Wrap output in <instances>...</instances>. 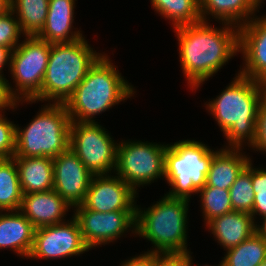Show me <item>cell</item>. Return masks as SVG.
Listing matches in <instances>:
<instances>
[{
  "label": "cell",
  "instance_id": "obj_6",
  "mask_svg": "<svg viewBox=\"0 0 266 266\" xmlns=\"http://www.w3.org/2000/svg\"><path fill=\"white\" fill-rule=\"evenodd\" d=\"M218 150L195 138L168 143L164 181L170 188L165 194L191 201L205 186L212 158Z\"/></svg>",
  "mask_w": 266,
  "mask_h": 266
},
{
  "label": "cell",
  "instance_id": "obj_29",
  "mask_svg": "<svg viewBox=\"0 0 266 266\" xmlns=\"http://www.w3.org/2000/svg\"><path fill=\"white\" fill-rule=\"evenodd\" d=\"M253 158L250 160V175L254 190V205L251 212L254 222L266 215V165L255 166ZM257 215V216H256Z\"/></svg>",
  "mask_w": 266,
  "mask_h": 266
},
{
  "label": "cell",
  "instance_id": "obj_36",
  "mask_svg": "<svg viewBox=\"0 0 266 266\" xmlns=\"http://www.w3.org/2000/svg\"><path fill=\"white\" fill-rule=\"evenodd\" d=\"M12 51L11 48L0 46V75L2 76L5 75L6 68L9 73Z\"/></svg>",
  "mask_w": 266,
  "mask_h": 266
},
{
  "label": "cell",
  "instance_id": "obj_37",
  "mask_svg": "<svg viewBox=\"0 0 266 266\" xmlns=\"http://www.w3.org/2000/svg\"><path fill=\"white\" fill-rule=\"evenodd\" d=\"M255 233L266 241V215L260 217L255 222Z\"/></svg>",
  "mask_w": 266,
  "mask_h": 266
},
{
  "label": "cell",
  "instance_id": "obj_40",
  "mask_svg": "<svg viewBox=\"0 0 266 266\" xmlns=\"http://www.w3.org/2000/svg\"><path fill=\"white\" fill-rule=\"evenodd\" d=\"M253 1V3L260 9V8H263L262 7V4H264L265 5V1L266 0H252Z\"/></svg>",
  "mask_w": 266,
  "mask_h": 266
},
{
  "label": "cell",
  "instance_id": "obj_25",
  "mask_svg": "<svg viewBox=\"0 0 266 266\" xmlns=\"http://www.w3.org/2000/svg\"><path fill=\"white\" fill-rule=\"evenodd\" d=\"M224 253L220 266H258L266 259V241L254 233L249 239Z\"/></svg>",
  "mask_w": 266,
  "mask_h": 266
},
{
  "label": "cell",
  "instance_id": "obj_19",
  "mask_svg": "<svg viewBox=\"0 0 266 266\" xmlns=\"http://www.w3.org/2000/svg\"><path fill=\"white\" fill-rule=\"evenodd\" d=\"M204 228L225 251L249 239L255 233V222L249 213L231 211L212 219Z\"/></svg>",
  "mask_w": 266,
  "mask_h": 266
},
{
  "label": "cell",
  "instance_id": "obj_34",
  "mask_svg": "<svg viewBox=\"0 0 266 266\" xmlns=\"http://www.w3.org/2000/svg\"><path fill=\"white\" fill-rule=\"evenodd\" d=\"M118 266H156V254L142 251L139 255L121 260Z\"/></svg>",
  "mask_w": 266,
  "mask_h": 266
},
{
  "label": "cell",
  "instance_id": "obj_31",
  "mask_svg": "<svg viewBox=\"0 0 266 266\" xmlns=\"http://www.w3.org/2000/svg\"><path fill=\"white\" fill-rule=\"evenodd\" d=\"M6 114L0 113V159L13 158L16 150V123Z\"/></svg>",
  "mask_w": 266,
  "mask_h": 266
},
{
  "label": "cell",
  "instance_id": "obj_35",
  "mask_svg": "<svg viewBox=\"0 0 266 266\" xmlns=\"http://www.w3.org/2000/svg\"><path fill=\"white\" fill-rule=\"evenodd\" d=\"M156 266H185V253L156 254Z\"/></svg>",
  "mask_w": 266,
  "mask_h": 266
},
{
  "label": "cell",
  "instance_id": "obj_20",
  "mask_svg": "<svg viewBox=\"0 0 266 266\" xmlns=\"http://www.w3.org/2000/svg\"><path fill=\"white\" fill-rule=\"evenodd\" d=\"M244 150L220 147L212 158L205 186L229 190L251 160L252 154Z\"/></svg>",
  "mask_w": 266,
  "mask_h": 266
},
{
  "label": "cell",
  "instance_id": "obj_16",
  "mask_svg": "<svg viewBox=\"0 0 266 266\" xmlns=\"http://www.w3.org/2000/svg\"><path fill=\"white\" fill-rule=\"evenodd\" d=\"M19 211L35 228H40L67 221V213L73 211V208L54 189H51L23 194Z\"/></svg>",
  "mask_w": 266,
  "mask_h": 266
},
{
  "label": "cell",
  "instance_id": "obj_9",
  "mask_svg": "<svg viewBox=\"0 0 266 266\" xmlns=\"http://www.w3.org/2000/svg\"><path fill=\"white\" fill-rule=\"evenodd\" d=\"M50 49L51 43L34 35L25 36L12 51L9 85L18 101L33 100L41 103V88Z\"/></svg>",
  "mask_w": 266,
  "mask_h": 266
},
{
  "label": "cell",
  "instance_id": "obj_43",
  "mask_svg": "<svg viewBox=\"0 0 266 266\" xmlns=\"http://www.w3.org/2000/svg\"><path fill=\"white\" fill-rule=\"evenodd\" d=\"M258 266H266V259L263 262H261Z\"/></svg>",
  "mask_w": 266,
  "mask_h": 266
},
{
  "label": "cell",
  "instance_id": "obj_8",
  "mask_svg": "<svg viewBox=\"0 0 266 266\" xmlns=\"http://www.w3.org/2000/svg\"><path fill=\"white\" fill-rule=\"evenodd\" d=\"M114 174L131 186L139 188L164 180L165 152L168 143L137 139H118ZM163 143V144H162Z\"/></svg>",
  "mask_w": 266,
  "mask_h": 266
},
{
  "label": "cell",
  "instance_id": "obj_24",
  "mask_svg": "<svg viewBox=\"0 0 266 266\" xmlns=\"http://www.w3.org/2000/svg\"><path fill=\"white\" fill-rule=\"evenodd\" d=\"M11 3L22 32L26 36L37 35L46 22L49 0H11Z\"/></svg>",
  "mask_w": 266,
  "mask_h": 266
},
{
  "label": "cell",
  "instance_id": "obj_26",
  "mask_svg": "<svg viewBox=\"0 0 266 266\" xmlns=\"http://www.w3.org/2000/svg\"><path fill=\"white\" fill-rule=\"evenodd\" d=\"M22 198L15 159H0V211L19 210Z\"/></svg>",
  "mask_w": 266,
  "mask_h": 266
},
{
  "label": "cell",
  "instance_id": "obj_30",
  "mask_svg": "<svg viewBox=\"0 0 266 266\" xmlns=\"http://www.w3.org/2000/svg\"><path fill=\"white\" fill-rule=\"evenodd\" d=\"M25 36L12 10L0 16V46L14 50Z\"/></svg>",
  "mask_w": 266,
  "mask_h": 266
},
{
  "label": "cell",
  "instance_id": "obj_42",
  "mask_svg": "<svg viewBox=\"0 0 266 266\" xmlns=\"http://www.w3.org/2000/svg\"><path fill=\"white\" fill-rule=\"evenodd\" d=\"M263 89V93H264V101L266 102V87H261Z\"/></svg>",
  "mask_w": 266,
  "mask_h": 266
},
{
  "label": "cell",
  "instance_id": "obj_18",
  "mask_svg": "<svg viewBox=\"0 0 266 266\" xmlns=\"http://www.w3.org/2000/svg\"><path fill=\"white\" fill-rule=\"evenodd\" d=\"M35 229L19 210L0 211V251H13L17 257L27 260L33 247Z\"/></svg>",
  "mask_w": 266,
  "mask_h": 266
},
{
  "label": "cell",
  "instance_id": "obj_41",
  "mask_svg": "<svg viewBox=\"0 0 266 266\" xmlns=\"http://www.w3.org/2000/svg\"><path fill=\"white\" fill-rule=\"evenodd\" d=\"M259 82L261 87H266V75Z\"/></svg>",
  "mask_w": 266,
  "mask_h": 266
},
{
  "label": "cell",
  "instance_id": "obj_15",
  "mask_svg": "<svg viewBox=\"0 0 266 266\" xmlns=\"http://www.w3.org/2000/svg\"><path fill=\"white\" fill-rule=\"evenodd\" d=\"M239 55L241 76L260 81L266 75V13L239 27Z\"/></svg>",
  "mask_w": 266,
  "mask_h": 266
},
{
  "label": "cell",
  "instance_id": "obj_33",
  "mask_svg": "<svg viewBox=\"0 0 266 266\" xmlns=\"http://www.w3.org/2000/svg\"><path fill=\"white\" fill-rule=\"evenodd\" d=\"M250 152L266 156V102L263 101L258 109L255 128V139Z\"/></svg>",
  "mask_w": 266,
  "mask_h": 266
},
{
  "label": "cell",
  "instance_id": "obj_4",
  "mask_svg": "<svg viewBox=\"0 0 266 266\" xmlns=\"http://www.w3.org/2000/svg\"><path fill=\"white\" fill-rule=\"evenodd\" d=\"M149 207L136 206L135 238L152 244L148 253H187L190 200L171 198L165 193Z\"/></svg>",
  "mask_w": 266,
  "mask_h": 266
},
{
  "label": "cell",
  "instance_id": "obj_1",
  "mask_svg": "<svg viewBox=\"0 0 266 266\" xmlns=\"http://www.w3.org/2000/svg\"><path fill=\"white\" fill-rule=\"evenodd\" d=\"M203 21L172 29L177 37L179 64L190 91H198L239 55V27ZM222 25V26H221Z\"/></svg>",
  "mask_w": 266,
  "mask_h": 266
},
{
  "label": "cell",
  "instance_id": "obj_13",
  "mask_svg": "<svg viewBox=\"0 0 266 266\" xmlns=\"http://www.w3.org/2000/svg\"><path fill=\"white\" fill-rule=\"evenodd\" d=\"M139 194L119 176L93 175L81 206L95 212L136 211Z\"/></svg>",
  "mask_w": 266,
  "mask_h": 266
},
{
  "label": "cell",
  "instance_id": "obj_32",
  "mask_svg": "<svg viewBox=\"0 0 266 266\" xmlns=\"http://www.w3.org/2000/svg\"><path fill=\"white\" fill-rule=\"evenodd\" d=\"M35 104L33 100L18 101L10 90L9 80L5 76L0 75V113L9 112L14 113L20 106ZM14 110V111H13Z\"/></svg>",
  "mask_w": 266,
  "mask_h": 266
},
{
  "label": "cell",
  "instance_id": "obj_28",
  "mask_svg": "<svg viewBox=\"0 0 266 266\" xmlns=\"http://www.w3.org/2000/svg\"><path fill=\"white\" fill-rule=\"evenodd\" d=\"M233 211L251 214L254 205V190L250 175V161L237 176L229 189Z\"/></svg>",
  "mask_w": 266,
  "mask_h": 266
},
{
  "label": "cell",
  "instance_id": "obj_21",
  "mask_svg": "<svg viewBox=\"0 0 266 266\" xmlns=\"http://www.w3.org/2000/svg\"><path fill=\"white\" fill-rule=\"evenodd\" d=\"M199 9L203 21H216L245 25L254 18L260 9L252 0H199Z\"/></svg>",
  "mask_w": 266,
  "mask_h": 266
},
{
  "label": "cell",
  "instance_id": "obj_5",
  "mask_svg": "<svg viewBox=\"0 0 266 266\" xmlns=\"http://www.w3.org/2000/svg\"><path fill=\"white\" fill-rule=\"evenodd\" d=\"M103 53L92 48L85 36L73 42L51 43L41 104H64Z\"/></svg>",
  "mask_w": 266,
  "mask_h": 266
},
{
  "label": "cell",
  "instance_id": "obj_17",
  "mask_svg": "<svg viewBox=\"0 0 266 266\" xmlns=\"http://www.w3.org/2000/svg\"><path fill=\"white\" fill-rule=\"evenodd\" d=\"M77 0H49L46 22L38 38L49 43L73 42L84 37L81 28L74 27Z\"/></svg>",
  "mask_w": 266,
  "mask_h": 266
},
{
  "label": "cell",
  "instance_id": "obj_3",
  "mask_svg": "<svg viewBox=\"0 0 266 266\" xmlns=\"http://www.w3.org/2000/svg\"><path fill=\"white\" fill-rule=\"evenodd\" d=\"M104 52L64 103L71 121L96 122V116L133 99L137 89ZM133 97V98H132Z\"/></svg>",
  "mask_w": 266,
  "mask_h": 266
},
{
  "label": "cell",
  "instance_id": "obj_11",
  "mask_svg": "<svg viewBox=\"0 0 266 266\" xmlns=\"http://www.w3.org/2000/svg\"><path fill=\"white\" fill-rule=\"evenodd\" d=\"M71 214L78 220L83 240L90 251L99 246H110L128 234L135 236L136 211L102 213L77 205Z\"/></svg>",
  "mask_w": 266,
  "mask_h": 266
},
{
  "label": "cell",
  "instance_id": "obj_12",
  "mask_svg": "<svg viewBox=\"0 0 266 266\" xmlns=\"http://www.w3.org/2000/svg\"><path fill=\"white\" fill-rule=\"evenodd\" d=\"M65 222L35 229L33 247L27 259L59 260L79 257L90 248L83 240L78 220L71 215Z\"/></svg>",
  "mask_w": 266,
  "mask_h": 266
},
{
  "label": "cell",
  "instance_id": "obj_7",
  "mask_svg": "<svg viewBox=\"0 0 266 266\" xmlns=\"http://www.w3.org/2000/svg\"><path fill=\"white\" fill-rule=\"evenodd\" d=\"M24 127L16 124L13 157H57L69 149L71 119L62 103H44ZM20 125V126H19Z\"/></svg>",
  "mask_w": 266,
  "mask_h": 266
},
{
  "label": "cell",
  "instance_id": "obj_2",
  "mask_svg": "<svg viewBox=\"0 0 266 266\" xmlns=\"http://www.w3.org/2000/svg\"><path fill=\"white\" fill-rule=\"evenodd\" d=\"M263 101L259 80L241 76L238 71L215 98L203 101L204 109L223 132L226 140L223 148L249 150L252 147L258 109Z\"/></svg>",
  "mask_w": 266,
  "mask_h": 266
},
{
  "label": "cell",
  "instance_id": "obj_27",
  "mask_svg": "<svg viewBox=\"0 0 266 266\" xmlns=\"http://www.w3.org/2000/svg\"><path fill=\"white\" fill-rule=\"evenodd\" d=\"M197 195L204 226L212 219L233 211L229 190L204 186Z\"/></svg>",
  "mask_w": 266,
  "mask_h": 266
},
{
  "label": "cell",
  "instance_id": "obj_10",
  "mask_svg": "<svg viewBox=\"0 0 266 266\" xmlns=\"http://www.w3.org/2000/svg\"><path fill=\"white\" fill-rule=\"evenodd\" d=\"M99 122L71 121V149L93 175L114 174L118 142ZM110 132V133H109Z\"/></svg>",
  "mask_w": 266,
  "mask_h": 266
},
{
  "label": "cell",
  "instance_id": "obj_22",
  "mask_svg": "<svg viewBox=\"0 0 266 266\" xmlns=\"http://www.w3.org/2000/svg\"><path fill=\"white\" fill-rule=\"evenodd\" d=\"M23 194L53 189L54 172L51 157H13Z\"/></svg>",
  "mask_w": 266,
  "mask_h": 266
},
{
  "label": "cell",
  "instance_id": "obj_14",
  "mask_svg": "<svg viewBox=\"0 0 266 266\" xmlns=\"http://www.w3.org/2000/svg\"><path fill=\"white\" fill-rule=\"evenodd\" d=\"M53 189L72 207L81 205L93 174L71 150L53 158Z\"/></svg>",
  "mask_w": 266,
  "mask_h": 266
},
{
  "label": "cell",
  "instance_id": "obj_38",
  "mask_svg": "<svg viewBox=\"0 0 266 266\" xmlns=\"http://www.w3.org/2000/svg\"><path fill=\"white\" fill-rule=\"evenodd\" d=\"M193 252H191V251H188L187 253H185V266H195V263L193 262V257L194 256H192L191 254H192ZM196 266H220V262L218 263V265L216 264H214V265H211V264H208V263H206V264H196Z\"/></svg>",
  "mask_w": 266,
  "mask_h": 266
},
{
  "label": "cell",
  "instance_id": "obj_39",
  "mask_svg": "<svg viewBox=\"0 0 266 266\" xmlns=\"http://www.w3.org/2000/svg\"><path fill=\"white\" fill-rule=\"evenodd\" d=\"M11 0H0V16L11 10Z\"/></svg>",
  "mask_w": 266,
  "mask_h": 266
},
{
  "label": "cell",
  "instance_id": "obj_23",
  "mask_svg": "<svg viewBox=\"0 0 266 266\" xmlns=\"http://www.w3.org/2000/svg\"><path fill=\"white\" fill-rule=\"evenodd\" d=\"M156 15L166 19L172 29L200 22L199 0H149Z\"/></svg>",
  "mask_w": 266,
  "mask_h": 266
}]
</instances>
